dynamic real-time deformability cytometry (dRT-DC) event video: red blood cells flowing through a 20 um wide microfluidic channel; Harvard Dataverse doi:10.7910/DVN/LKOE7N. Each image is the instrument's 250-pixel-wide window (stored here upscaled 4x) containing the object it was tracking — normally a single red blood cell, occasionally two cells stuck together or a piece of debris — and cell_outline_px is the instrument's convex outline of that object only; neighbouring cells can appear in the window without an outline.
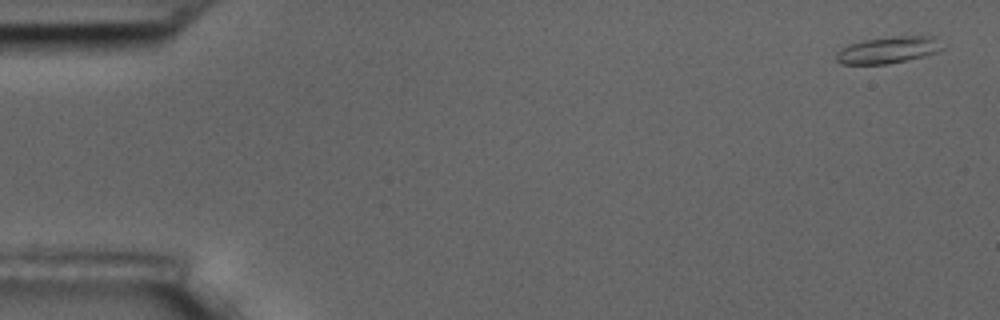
{"species": "common noctule bat (a hibernating species)", "species_latin": "Nyctalus noctula", "temperature_condition": "room temperature", "stored_images_in_passage": 15, "camera_frame_rate_fps": 3000, "um_per_image_px": 0.085, "animal": {"sex": "male", "body_mass_g": 17.5, "forearm_length_mm": 52.3}, "frame": {"image": 1, "passage_image": 1, "time_ms": 0.0, "image_size_px": [1000, 320], "cell_outline_px": [[948, 44], [944, 48], [936, 52], [924, 56], [888, 64], [840, 64], [836, 60], [836, 52], [840, 48], [848, 44], [864, 40], [896, 36], [936, 36]], "centroid_in_image_um": [75.55, 4.23], "position_along_channel_um": 9.4, "area_um2": 16.88}}
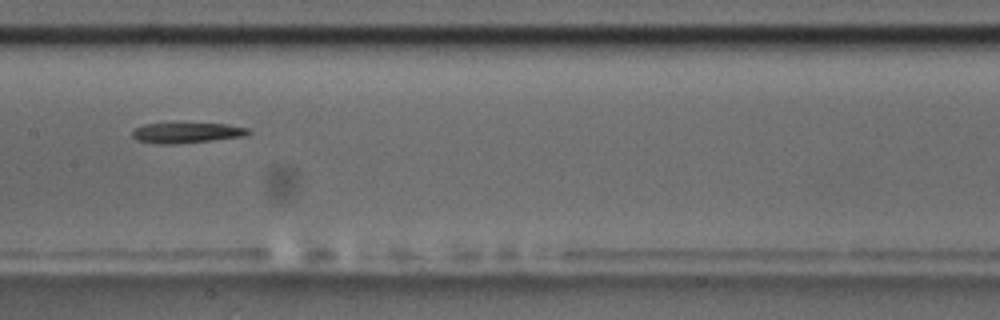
{"frame": {"image": 2, "passage_image": 8, "time_ms": 9.0, "image_size_px": [1000, 320], "cell_outline_px": [[252, 132], [244, 136], [212, 140], [176, 144], [160, 144], [136, 140], [132, 136], [132, 132], [136, 128], [144, 124], [228, 124], [248, 128]], "centroid_in_image_um": [15.88, 11.29], "position_along_channel_um": 191.5, "area_um2": 13.58}}
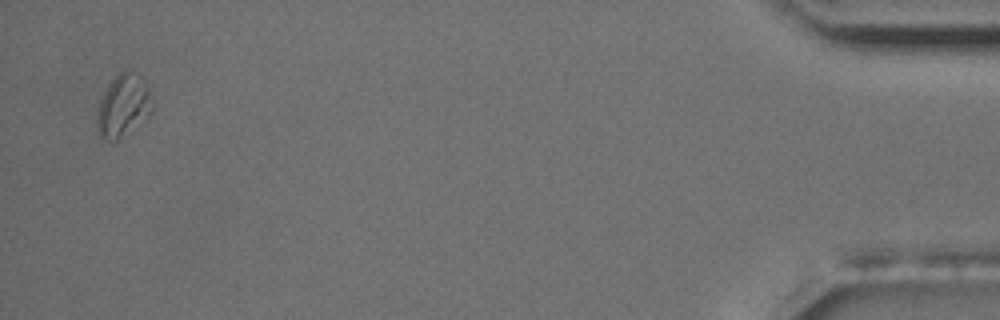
{"frame": {"image": 3, "passage_image": 15, "time_ms": 18.0, "image_size_px": [1000, 320], "cell_outline_px": [[152, 112], [148, 116], [120, 140], [112, 144], [104, 140], [100, 136], [96, 128], [96, 112], [100, 100], [108, 84], [120, 72], [128, 68], [132, 68], [144, 80], [152, 96]], "centroid_in_image_um": [10.46, 9.01], "position_along_channel_um": 424.7, "area_um2": 20.75}, "authors_computed_cell_mechanics": {"area_um2": 15.2014, "velocity_mm_per_s": 3.5207, "shape_relaxation_time_tau1_ms": 4.7159, "shape_relaxation_time_tau2_ms": 1.7363, "deformation_change_tau1": 0.2123, "deformation_change_tau2": 0.0909}}